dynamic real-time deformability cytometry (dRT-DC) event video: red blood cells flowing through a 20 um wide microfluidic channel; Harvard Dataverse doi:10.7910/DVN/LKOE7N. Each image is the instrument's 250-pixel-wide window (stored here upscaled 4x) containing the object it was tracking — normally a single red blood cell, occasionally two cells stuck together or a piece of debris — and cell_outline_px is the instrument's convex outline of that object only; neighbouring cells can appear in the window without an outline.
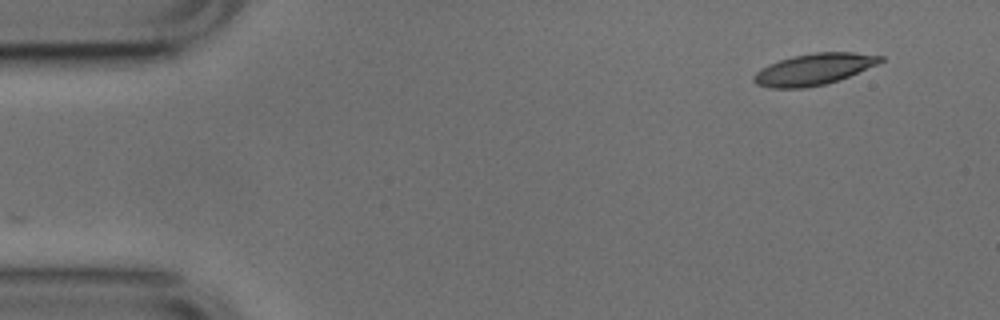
{"species": "common noctule bat (a hibernating species)", "species_latin": "Nyctalus noctula", "temperature_condition": "cold", "stored_images_in_passage": 49, "camera_frame_rate_fps": 3000, "um_per_image_px": 0.085, "animal": {"sex": "male", "body_mass_g": 17.9, "forearm_length_mm": 54.2}, "frame": {"image": 1, "passage_image": 1, "time_ms": 0.0, "image_size_px": [1000, 320], "cell_outline_px": [[884, 60], [880, 64], [848, 76], [824, 84], [804, 88], [768, 88], [756, 84], [752, 80], [752, 76], [760, 68], [768, 64], [792, 56], [816, 52], [852, 52], [884, 56]], "centroid_in_image_um": [69.16, 5.88], "position_along_channel_um": 15.8, "area_um2": 23.24}}
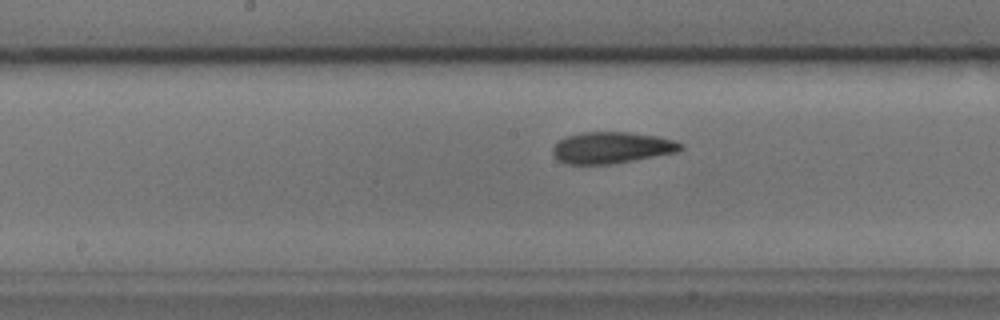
{"frame": {"image": 2, "passage_image": 23, "time_ms": 7.333, "image_size_px": [1000, 320], "cell_outline_px": [[684, 148], [676, 152], [612, 164], [568, 164], [556, 160], [552, 152], [552, 148], [560, 140], [568, 136], [584, 132], [628, 132], [656, 136], [672, 140], [684, 144]], "centroid_in_image_um": [51.98, 12.56], "position_along_channel_um": 196.2, "area_um2": 23.29}}
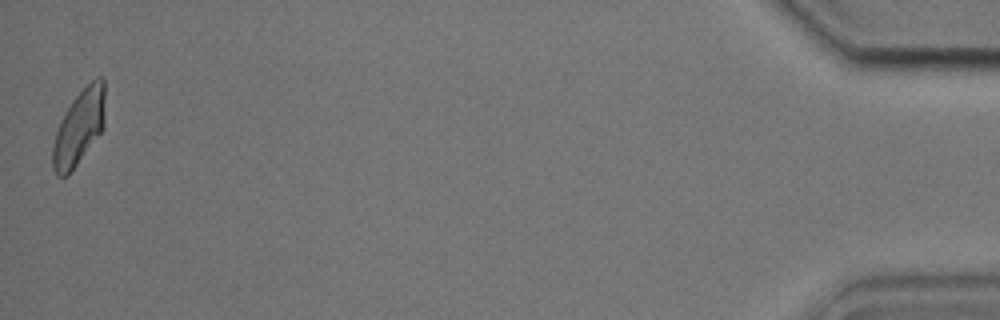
{"frame": {"image": 3, "passage_image": 49, "time_ms": 16.0, "image_size_px": [1000, 320], "cell_outline_px": [[104, 128], [68, 176], [56, 176], [52, 168], [52, 148], [56, 132], [60, 120], [72, 100], [96, 76], [104, 76]], "centroid_in_image_um": [6.71, 10.84], "position_along_channel_um": 428.5, "area_um2": 22.89}, "authors_computed_cell_mechanics": {"area_um2": 23.2934, "velocity_mm_per_s": 3.7625, "shape_relaxation_time_tau1_ms": 4.1771, "shape_relaxation_time_tau2_ms": 2.8053, "deformation_change_tau1": 0.1268, "deformation_change_tau2": 0.1013}}